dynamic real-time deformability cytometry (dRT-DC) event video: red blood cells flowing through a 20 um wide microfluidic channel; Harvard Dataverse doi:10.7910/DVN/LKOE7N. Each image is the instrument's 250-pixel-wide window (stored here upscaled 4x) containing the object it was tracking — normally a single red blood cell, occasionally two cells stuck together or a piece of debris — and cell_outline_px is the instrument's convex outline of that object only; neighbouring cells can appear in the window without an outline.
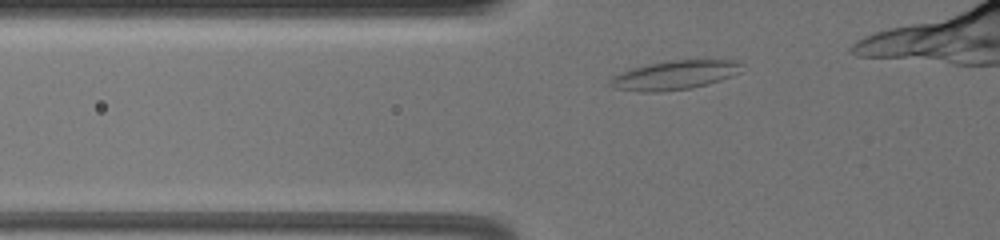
{"species": "common noctule bat (a hibernating species)", "species_latin": "Nyctalus noctula", "temperature_condition": "warm", "stored_images_in_passage": 13, "camera_frame_rate_fps": 3000, "um_per_image_px": 0.085, "animal": {"sex": "female", "body_mass_g": 19.5, "forearm_length_mm": 54.1}, "frame": {"image": 1, "passage_image": 6, "time_ms": 1.667, "image_size_px": [1000, 240], "cell_outline_px": [[740, 72], [732, 76], [708, 84], [692, 88], [656, 92], [648, 92], [616, 88], [608, 84], [608, 80], [612, 76], [620, 72], [632, 68], [648, 64], [672, 60], [732, 60], [740, 64]], "centroid_in_image_um": [57.31, 6.39], "position_along_channel_um": 68.5, "area_um2": 22.02}}
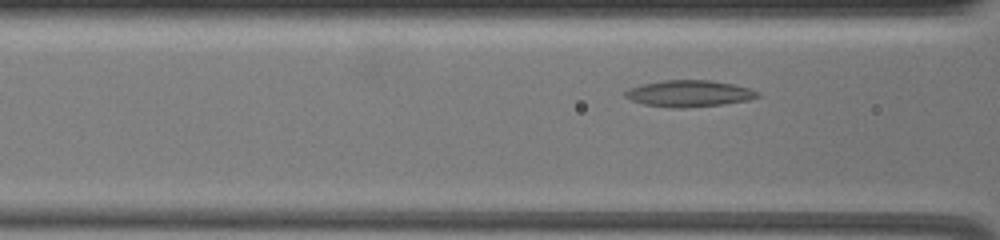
{"frame": {"image": 2, "passage_image": 10, "time_ms": 3.0, "image_size_px": [1000, 240], "cell_outline_px": [[760, 96], [748, 100], [720, 104], [684, 108], [672, 108], [644, 104], [632, 100], [624, 96], [624, 92], [628, 88], [644, 84], [664, 80], [712, 80], [732, 84], [748, 88], [760, 92]], "centroid_in_image_um": [58.56, 7.94], "position_along_channel_um": 108.0, "area_um2": 20.29}}
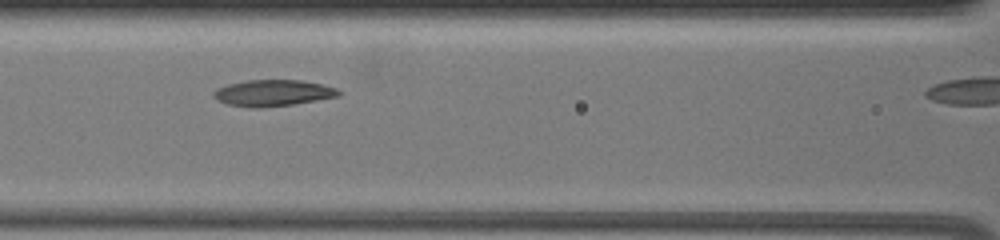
{"frame": {"image": 3, "passage_image": 13, "time_ms": 4.0, "image_size_px": [1000, 240], "cell_outline_px": [[344, 92], [340, 96], [292, 104], [260, 108], [252, 108], [228, 104], [212, 96], [212, 92], [216, 88], [228, 84], [244, 80], [304, 80], [324, 84], [336, 88]], "centroid_in_image_um": [23.23, 7.89], "position_along_channel_um": 143.4, "area_um2": 19.36}}